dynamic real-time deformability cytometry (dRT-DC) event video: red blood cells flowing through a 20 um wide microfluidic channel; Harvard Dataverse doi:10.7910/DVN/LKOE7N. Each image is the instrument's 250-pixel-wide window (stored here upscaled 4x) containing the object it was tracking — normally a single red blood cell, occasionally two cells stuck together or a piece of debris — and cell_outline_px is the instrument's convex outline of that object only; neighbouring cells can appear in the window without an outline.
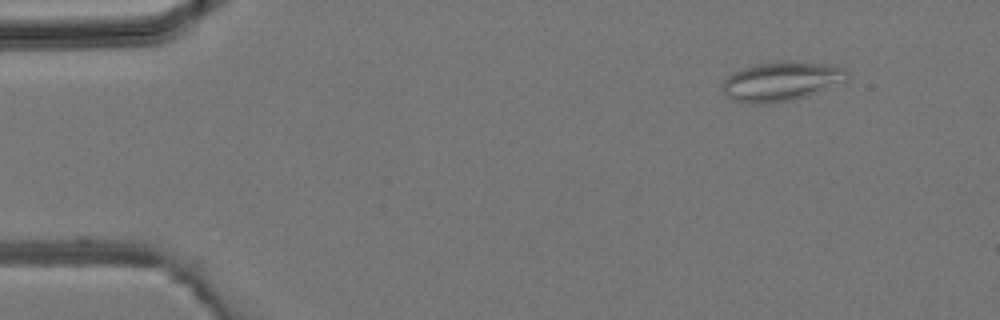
{"species": "common noctule bat (a hibernating species)", "species_latin": "Nyctalus noctula", "temperature_condition": "room temperature", "stored_images_in_passage": 2, "camera_frame_rate_fps": 3000, "um_per_image_px": 0.085, "animal": {"sex": "male", "body_mass_g": 19.2, "forearm_length_mm": 51.8}, "frame": {"image": 1, "passage_image": 1, "time_ms": 0.0, "image_size_px": [1000, 320], "cell_outline_px": [[852, 76], [848, 80], [808, 96], [792, 100], [760, 104], [748, 104], [732, 100], [720, 88], [720, 84], [732, 72], [752, 64], [776, 60], [796, 60], [836, 64], [844, 68]], "centroid_in_image_um": [66.44, 6.87], "position_along_channel_um": 18.6, "area_um2": 29.65}}